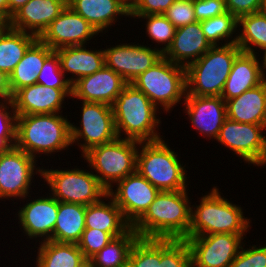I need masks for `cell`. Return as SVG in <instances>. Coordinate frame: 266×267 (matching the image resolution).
I'll return each instance as SVG.
<instances>
[{"mask_svg":"<svg viewBox=\"0 0 266 267\" xmlns=\"http://www.w3.org/2000/svg\"><path fill=\"white\" fill-rule=\"evenodd\" d=\"M189 189L160 191L132 225L139 238L187 239L191 225Z\"/></svg>","mask_w":266,"mask_h":267,"instance_id":"obj_1","label":"cell"},{"mask_svg":"<svg viewBox=\"0 0 266 267\" xmlns=\"http://www.w3.org/2000/svg\"><path fill=\"white\" fill-rule=\"evenodd\" d=\"M112 109L118 138L139 142L165 139L158 132L162 124L160 109L133 84L124 87Z\"/></svg>","mask_w":266,"mask_h":267,"instance_id":"obj_2","label":"cell"},{"mask_svg":"<svg viewBox=\"0 0 266 267\" xmlns=\"http://www.w3.org/2000/svg\"><path fill=\"white\" fill-rule=\"evenodd\" d=\"M62 113L17 116L15 146L34 159L69 150L71 121ZM50 154V155H49Z\"/></svg>","mask_w":266,"mask_h":267,"instance_id":"obj_3","label":"cell"},{"mask_svg":"<svg viewBox=\"0 0 266 267\" xmlns=\"http://www.w3.org/2000/svg\"><path fill=\"white\" fill-rule=\"evenodd\" d=\"M207 193L198 198L200 200L196 202L199 205H191L188 238L217 233H250L252 220L244 216L241 205L233 204L225 198L217 186H213Z\"/></svg>","mask_w":266,"mask_h":267,"instance_id":"obj_4","label":"cell"},{"mask_svg":"<svg viewBox=\"0 0 266 267\" xmlns=\"http://www.w3.org/2000/svg\"><path fill=\"white\" fill-rule=\"evenodd\" d=\"M166 142L163 138L140 142L136 171L159 191L186 190L189 185L186 165Z\"/></svg>","mask_w":266,"mask_h":267,"instance_id":"obj_5","label":"cell"},{"mask_svg":"<svg viewBox=\"0 0 266 267\" xmlns=\"http://www.w3.org/2000/svg\"><path fill=\"white\" fill-rule=\"evenodd\" d=\"M237 44L212 46L186 70V95L221 96L236 57Z\"/></svg>","mask_w":266,"mask_h":267,"instance_id":"obj_6","label":"cell"},{"mask_svg":"<svg viewBox=\"0 0 266 267\" xmlns=\"http://www.w3.org/2000/svg\"><path fill=\"white\" fill-rule=\"evenodd\" d=\"M139 141L117 138L90 148L81 158L86 160L88 170L98 178L108 191L114 184L136 172ZM91 168V169H89Z\"/></svg>","mask_w":266,"mask_h":267,"instance_id":"obj_7","label":"cell"},{"mask_svg":"<svg viewBox=\"0 0 266 267\" xmlns=\"http://www.w3.org/2000/svg\"><path fill=\"white\" fill-rule=\"evenodd\" d=\"M131 84L143 92L158 109L163 110L162 113H171L178 103L183 104L185 100L186 70L162 57Z\"/></svg>","mask_w":266,"mask_h":267,"instance_id":"obj_8","label":"cell"},{"mask_svg":"<svg viewBox=\"0 0 266 267\" xmlns=\"http://www.w3.org/2000/svg\"><path fill=\"white\" fill-rule=\"evenodd\" d=\"M45 169L42 166V179L49 186V193L59 202L78 203L85 206L99 202L107 195V190L98 178L84 167L71 169Z\"/></svg>","mask_w":266,"mask_h":267,"instance_id":"obj_9","label":"cell"},{"mask_svg":"<svg viewBox=\"0 0 266 267\" xmlns=\"http://www.w3.org/2000/svg\"><path fill=\"white\" fill-rule=\"evenodd\" d=\"M81 103L79 126L71 123V141L81 155L90 148L110 143L118 138L112 106L101 102Z\"/></svg>","mask_w":266,"mask_h":267,"instance_id":"obj_10","label":"cell"},{"mask_svg":"<svg viewBox=\"0 0 266 267\" xmlns=\"http://www.w3.org/2000/svg\"><path fill=\"white\" fill-rule=\"evenodd\" d=\"M38 160L25 151L12 147L0 154V200H22L32 191L35 175L42 179V167L36 166Z\"/></svg>","mask_w":266,"mask_h":267,"instance_id":"obj_11","label":"cell"},{"mask_svg":"<svg viewBox=\"0 0 266 267\" xmlns=\"http://www.w3.org/2000/svg\"><path fill=\"white\" fill-rule=\"evenodd\" d=\"M266 127L226 119L216 141L233 151L244 163L260 166L266 153ZM264 134V135H263Z\"/></svg>","mask_w":266,"mask_h":267,"instance_id":"obj_12","label":"cell"},{"mask_svg":"<svg viewBox=\"0 0 266 267\" xmlns=\"http://www.w3.org/2000/svg\"><path fill=\"white\" fill-rule=\"evenodd\" d=\"M244 236L217 233L187 238L192 267H230L244 244Z\"/></svg>","mask_w":266,"mask_h":267,"instance_id":"obj_13","label":"cell"},{"mask_svg":"<svg viewBox=\"0 0 266 267\" xmlns=\"http://www.w3.org/2000/svg\"><path fill=\"white\" fill-rule=\"evenodd\" d=\"M135 43H115V46L103 49L105 66L118 73L127 83H132L163 57L156 46Z\"/></svg>","mask_w":266,"mask_h":267,"instance_id":"obj_14","label":"cell"},{"mask_svg":"<svg viewBox=\"0 0 266 267\" xmlns=\"http://www.w3.org/2000/svg\"><path fill=\"white\" fill-rule=\"evenodd\" d=\"M45 194L47 196L43 195L38 198L36 196L31 198V194L27 195L22 199L23 203L27 199L25 205L19 207L20 209L15 213L22 234L24 233L23 235H26L28 240H36L37 238L36 243L38 241L39 243L47 240L52 241L58 215V200L50 193L48 195L45 192Z\"/></svg>","mask_w":266,"mask_h":267,"instance_id":"obj_15","label":"cell"},{"mask_svg":"<svg viewBox=\"0 0 266 267\" xmlns=\"http://www.w3.org/2000/svg\"><path fill=\"white\" fill-rule=\"evenodd\" d=\"M107 194L120 208L124 218L133 225L149 208L160 192L137 171L117 182ZM114 188V190H113Z\"/></svg>","mask_w":266,"mask_h":267,"instance_id":"obj_16","label":"cell"},{"mask_svg":"<svg viewBox=\"0 0 266 267\" xmlns=\"http://www.w3.org/2000/svg\"><path fill=\"white\" fill-rule=\"evenodd\" d=\"M97 35L99 33L92 25L67 5L38 39L56 51L63 47L87 45Z\"/></svg>","mask_w":266,"mask_h":267,"instance_id":"obj_17","label":"cell"},{"mask_svg":"<svg viewBox=\"0 0 266 267\" xmlns=\"http://www.w3.org/2000/svg\"><path fill=\"white\" fill-rule=\"evenodd\" d=\"M184 112L192 128L202 137L216 140L227 119L226 102L221 96L186 95Z\"/></svg>","mask_w":266,"mask_h":267,"instance_id":"obj_18","label":"cell"},{"mask_svg":"<svg viewBox=\"0 0 266 267\" xmlns=\"http://www.w3.org/2000/svg\"><path fill=\"white\" fill-rule=\"evenodd\" d=\"M72 97V89H57L33 84L19 89L12 98L17 116L62 113L66 98Z\"/></svg>","mask_w":266,"mask_h":267,"instance_id":"obj_19","label":"cell"},{"mask_svg":"<svg viewBox=\"0 0 266 267\" xmlns=\"http://www.w3.org/2000/svg\"><path fill=\"white\" fill-rule=\"evenodd\" d=\"M127 84L118 73L104 66L94 74L78 79L72 85L71 98L112 106Z\"/></svg>","mask_w":266,"mask_h":267,"instance_id":"obj_20","label":"cell"},{"mask_svg":"<svg viewBox=\"0 0 266 267\" xmlns=\"http://www.w3.org/2000/svg\"><path fill=\"white\" fill-rule=\"evenodd\" d=\"M67 6V0H29L7 21L10 28L39 37Z\"/></svg>","mask_w":266,"mask_h":267,"instance_id":"obj_21","label":"cell"},{"mask_svg":"<svg viewBox=\"0 0 266 267\" xmlns=\"http://www.w3.org/2000/svg\"><path fill=\"white\" fill-rule=\"evenodd\" d=\"M212 46L206 40L199 21L177 28L171 45L163 53L169 61L187 67Z\"/></svg>","mask_w":266,"mask_h":267,"instance_id":"obj_22","label":"cell"},{"mask_svg":"<svg viewBox=\"0 0 266 267\" xmlns=\"http://www.w3.org/2000/svg\"><path fill=\"white\" fill-rule=\"evenodd\" d=\"M67 5L102 33L101 37L121 17L130 18V8L123 0H67Z\"/></svg>","mask_w":266,"mask_h":267,"instance_id":"obj_23","label":"cell"},{"mask_svg":"<svg viewBox=\"0 0 266 267\" xmlns=\"http://www.w3.org/2000/svg\"><path fill=\"white\" fill-rule=\"evenodd\" d=\"M89 49H86V45H79L63 47L55 51L60 60L61 70L72 85L78 79L92 75L105 66L103 48ZM69 74L72 76L67 77Z\"/></svg>","mask_w":266,"mask_h":267,"instance_id":"obj_24","label":"cell"},{"mask_svg":"<svg viewBox=\"0 0 266 267\" xmlns=\"http://www.w3.org/2000/svg\"><path fill=\"white\" fill-rule=\"evenodd\" d=\"M259 56L241 52L236 57L221 94L224 101L238 97L265 80Z\"/></svg>","mask_w":266,"mask_h":267,"instance_id":"obj_25","label":"cell"},{"mask_svg":"<svg viewBox=\"0 0 266 267\" xmlns=\"http://www.w3.org/2000/svg\"><path fill=\"white\" fill-rule=\"evenodd\" d=\"M225 102L228 119L266 127V79L258 86Z\"/></svg>","mask_w":266,"mask_h":267,"instance_id":"obj_26","label":"cell"},{"mask_svg":"<svg viewBox=\"0 0 266 267\" xmlns=\"http://www.w3.org/2000/svg\"><path fill=\"white\" fill-rule=\"evenodd\" d=\"M131 227L108 194L99 202L86 206L85 228L108 232L114 238L125 234Z\"/></svg>","mask_w":266,"mask_h":267,"instance_id":"obj_27","label":"cell"},{"mask_svg":"<svg viewBox=\"0 0 266 267\" xmlns=\"http://www.w3.org/2000/svg\"><path fill=\"white\" fill-rule=\"evenodd\" d=\"M53 52V49L39 39L28 48L9 76L13 95L21 88L37 84L44 62Z\"/></svg>","mask_w":266,"mask_h":267,"instance_id":"obj_28","label":"cell"},{"mask_svg":"<svg viewBox=\"0 0 266 267\" xmlns=\"http://www.w3.org/2000/svg\"><path fill=\"white\" fill-rule=\"evenodd\" d=\"M85 213V205L58 201L52 241L78 244L85 230Z\"/></svg>","mask_w":266,"mask_h":267,"instance_id":"obj_29","label":"cell"},{"mask_svg":"<svg viewBox=\"0 0 266 267\" xmlns=\"http://www.w3.org/2000/svg\"><path fill=\"white\" fill-rule=\"evenodd\" d=\"M37 36L10 28L5 24L0 30V70L9 76L21 61Z\"/></svg>","mask_w":266,"mask_h":267,"instance_id":"obj_30","label":"cell"},{"mask_svg":"<svg viewBox=\"0 0 266 267\" xmlns=\"http://www.w3.org/2000/svg\"><path fill=\"white\" fill-rule=\"evenodd\" d=\"M38 244L35 267H76L85 259L78 244L51 240Z\"/></svg>","mask_w":266,"mask_h":267,"instance_id":"obj_31","label":"cell"},{"mask_svg":"<svg viewBox=\"0 0 266 267\" xmlns=\"http://www.w3.org/2000/svg\"><path fill=\"white\" fill-rule=\"evenodd\" d=\"M236 44L242 52L251 54H259L266 49V14L263 11L238 18Z\"/></svg>","mask_w":266,"mask_h":267,"instance_id":"obj_32","label":"cell"},{"mask_svg":"<svg viewBox=\"0 0 266 267\" xmlns=\"http://www.w3.org/2000/svg\"><path fill=\"white\" fill-rule=\"evenodd\" d=\"M138 238L132 227L125 234L114 237L91 257L94 267H126L131 249Z\"/></svg>","mask_w":266,"mask_h":267,"instance_id":"obj_33","label":"cell"},{"mask_svg":"<svg viewBox=\"0 0 266 267\" xmlns=\"http://www.w3.org/2000/svg\"><path fill=\"white\" fill-rule=\"evenodd\" d=\"M200 25L211 46L236 44L237 42L238 19L229 12L201 21Z\"/></svg>","mask_w":266,"mask_h":267,"instance_id":"obj_34","label":"cell"},{"mask_svg":"<svg viewBox=\"0 0 266 267\" xmlns=\"http://www.w3.org/2000/svg\"><path fill=\"white\" fill-rule=\"evenodd\" d=\"M143 19L146 25V37L157 43L156 48L163 54L171 45L175 35L176 28L168 21L163 14H152L143 16H130V19ZM161 46V47H160Z\"/></svg>","mask_w":266,"mask_h":267,"instance_id":"obj_35","label":"cell"},{"mask_svg":"<svg viewBox=\"0 0 266 267\" xmlns=\"http://www.w3.org/2000/svg\"><path fill=\"white\" fill-rule=\"evenodd\" d=\"M126 267H161V239L138 238Z\"/></svg>","mask_w":266,"mask_h":267,"instance_id":"obj_36","label":"cell"},{"mask_svg":"<svg viewBox=\"0 0 266 267\" xmlns=\"http://www.w3.org/2000/svg\"><path fill=\"white\" fill-rule=\"evenodd\" d=\"M191 266V251L185 239H161V267Z\"/></svg>","mask_w":266,"mask_h":267,"instance_id":"obj_37","label":"cell"},{"mask_svg":"<svg viewBox=\"0 0 266 267\" xmlns=\"http://www.w3.org/2000/svg\"><path fill=\"white\" fill-rule=\"evenodd\" d=\"M37 84L57 89H72V84L61 70L60 60L55 51L45 60Z\"/></svg>","mask_w":266,"mask_h":267,"instance_id":"obj_38","label":"cell"},{"mask_svg":"<svg viewBox=\"0 0 266 267\" xmlns=\"http://www.w3.org/2000/svg\"><path fill=\"white\" fill-rule=\"evenodd\" d=\"M113 237L108 233L98 229L85 228L78 243L79 249L85 258H91L102 248H104Z\"/></svg>","mask_w":266,"mask_h":267,"instance_id":"obj_39","label":"cell"},{"mask_svg":"<svg viewBox=\"0 0 266 267\" xmlns=\"http://www.w3.org/2000/svg\"><path fill=\"white\" fill-rule=\"evenodd\" d=\"M242 245L230 267H266V244ZM246 247V248H245Z\"/></svg>","mask_w":266,"mask_h":267,"instance_id":"obj_40","label":"cell"},{"mask_svg":"<svg viewBox=\"0 0 266 267\" xmlns=\"http://www.w3.org/2000/svg\"><path fill=\"white\" fill-rule=\"evenodd\" d=\"M163 15L176 29L197 21L193 0H176Z\"/></svg>","mask_w":266,"mask_h":267,"instance_id":"obj_41","label":"cell"},{"mask_svg":"<svg viewBox=\"0 0 266 267\" xmlns=\"http://www.w3.org/2000/svg\"><path fill=\"white\" fill-rule=\"evenodd\" d=\"M193 7L199 22L227 12L225 0H193Z\"/></svg>","mask_w":266,"mask_h":267,"instance_id":"obj_42","label":"cell"},{"mask_svg":"<svg viewBox=\"0 0 266 267\" xmlns=\"http://www.w3.org/2000/svg\"><path fill=\"white\" fill-rule=\"evenodd\" d=\"M176 0H138L130 8V16L164 14Z\"/></svg>","mask_w":266,"mask_h":267,"instance_id":"obj_43","label":"cell"},{"mask_svg":"<svg viewBox=\"0 0 266 267\" xmlns=\"http://www.w3.org/2000/svg\"><path fill=\"white\" fill-rule=\"evenodd\" d=\"M265 0H225L227 12L237 19L246 14L263 11Z\"/></svg>","mask_w":266,"mask_h":267,"instance_id":"obj_44","label":"cell"},{"mask_svg":"<svg viewBox=\"0 0 266 267\" xmlns=\"http://www.w3.org/2000/svg\"><path fill=\"white\" fill-rule=\"evenodd\" d=\"M16 129L17 114L13 101L0 100V133H16Z\"/></svg>","mask_w":266,"mask_h":267,"instance_id":"obj_45","label":"cell"},{"mask_svg":"<svg viewBox=\"0 0 266 267\" xmlns=\"http://www.w3.org/2000/svg\"><path fill=\"white\" fill-rule=\"evenodd\" d=\"M12 98L10 77L6 72L0 70V100H12Z\"/></svg>","mask_w":266,"mask_h":267,"instance_id":"obj_46","label":"cell"},{"mask_svg":"<svg viewBox=\"0 0 266 267\" xmlns=\"http://www.w3.org/2000/svg\"><path fill=\"white\" fill-rule=\"evenodd\" d=\"M16 144V133H0V154L8 152Z\"/></svg>","mask_w":266,"mask_h":267,"instance_id":"obj_47","label":"cell"},{"mask_svg":"<svg viewBox=\"0 0 266 267\" xmlns=\"http://www.w3.org/2000/svg\"><path fill=\"white\" fill-rule=\"evenodd\" d=\"M29 0H8V20L12 15L22 6H24Z\"/></svg>","mask_w":266,"mask_h":267,"instance_id":"obj_48","label":"cell"},{"mask_svg":"<svg viewBox=\"0 0 266 267\" xmlns=\"http://www.w3.org/2000/svg\"><path fill=\"white\" fill-rule=\"evenodd\" d=\"M0 19L5 23L8 21V0H0Z\"/></svg>","mask_w":266,"mask_h":267,"instance_id":"obj_49","label":"cell"},{"mask_svg":"<svg viewBox=\"0 0 266 267\" xmlns=\"http://www.w3.org/2000/svg\"><path fill=\"white\" fill-rule=\"evenodd\" d=\"M76 267H94V265H93L91 258H85Z\"/></svg>","mask_w":266,"mask_h":267,"instance_id":"obj_50","label":"cell"},{"mask_svg":"<svg viewBox=\"0 0 266 267\" xmlns=\"http://www.w3.org/2000/svg\"><path fill=\"white\" fill-rule=\"evenodd\" d=\"M261 53L264 54L263 57H260V59H261L262 72L266 79V49Z\"/></svg>","mask_w":266,"mask_h":267,"instance_id":"obj_51","label":"cell"},{"mask_svg":"<svg viewBox=\"0 0 266 267\" xmlns=\"http://www.w3.org/2000/svg\"><path fill=\"white\" fill-rule=\"evenodd\" d=\"M138 0H123V2L131 8Z\"/></svg>","mask_w":266,"mask_h":267,"instance_id":"obj_52","label":"cell"},{"mask_svg":"<svg viewBox=\"0 0 266 267\" xmlns=\"http://www.w3.org/2000/svg\"><path fill=\"white\" fill-rule=\"evenodd\" d=\"M265 165H266V153H265V157H264L262 163L260 164V167H261V168H262V167L264 168V167H266Z\"/></svg>","mask_w":266,"mask_h":267,"instance_id":"obj_53","label":"cell"},{"mask_svg":"<svg viewBox=\"0 0 266 267\" xmlns=\"http://www.w3.org/2000/svg\"><path fill=\"white\" fill-rule=\"evenodd\" d=\"M263 12L266 14V0L264 1Z\"/></svg>","mask_w":266,"mask_h":267,"instance_id":"obj_54","label":"cell"},{"mask_svg":"<svg viewBox=\"0 0 266 267\" xmlns=\"http://www.w3.org/2000/svg\"><path fill=\"white\" fill-rule=\"evenodd\" d=\"M6 23H0V30Z\"/></svg>","mask_w":266,"mask_h":267,"instance_id":"obj_55","label":"cell"}]
</instances>
